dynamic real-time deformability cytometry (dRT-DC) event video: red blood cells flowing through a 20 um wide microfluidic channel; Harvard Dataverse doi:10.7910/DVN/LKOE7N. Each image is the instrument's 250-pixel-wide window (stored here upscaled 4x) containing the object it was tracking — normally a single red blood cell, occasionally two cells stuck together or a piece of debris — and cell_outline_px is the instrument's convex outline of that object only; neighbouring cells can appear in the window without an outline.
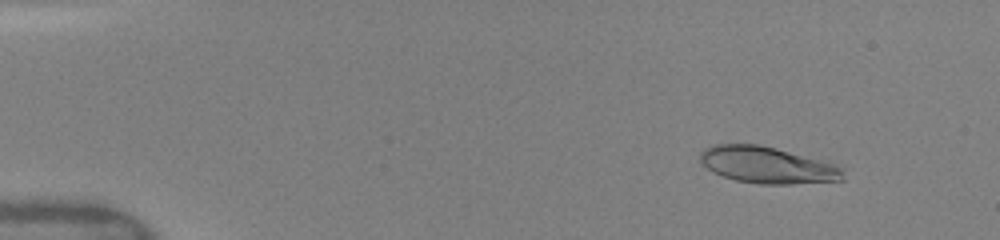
{"species": "human", "species_latin": "Homo sapiens", "temperature_condition": "warm", "stored_images_in_passage": 30, "camera_frame_rate_fps": 3000, "um_per_image_px": 0.085, "donor": {"sex": "female"}, "frame": {"image": 1, "passage_image": 3, "time_ms": 1.333, "image_size_px": [1000, 240], "cell_outline_px": [[844, 180], [792, 184], [760, 184], [736, 180], [712, 172], [700, 160], [700, 152], [704, 148], [712, 144], [760, 144], [776, 148], [832, 164], [844, 168]], "centroid_in_image_um": [65.2, 14.03], "position_along_channel_um": 19.8, "area_um2": 30.29}}
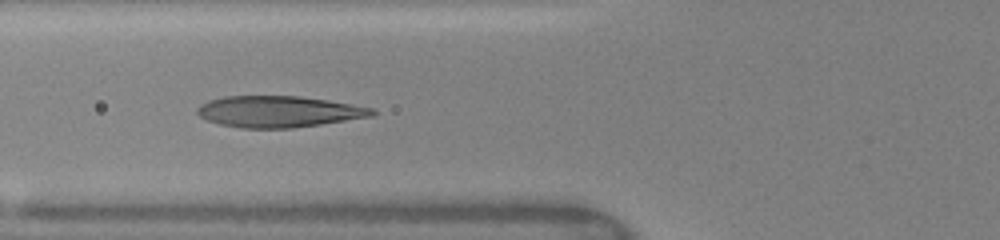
{"frame": {"image": 2, "passage_image": 9, "time_ms": 6.0, "image_size_px": [1000, 240], "cell_outline_px": [[376, 112], [372, 116], [320, 124], [292, 128], [240, 128], [220, 124], [208, 120], [200, 116], [196, 112], [196, 108], [200, 104], [208, 100], [224, 96], [300, 96], [328, 100], [372, 108]], "centroid_in_image_um": [23.64, 9.48], "position_along_channel_um": 102.2, "area_um2": 31.79}}
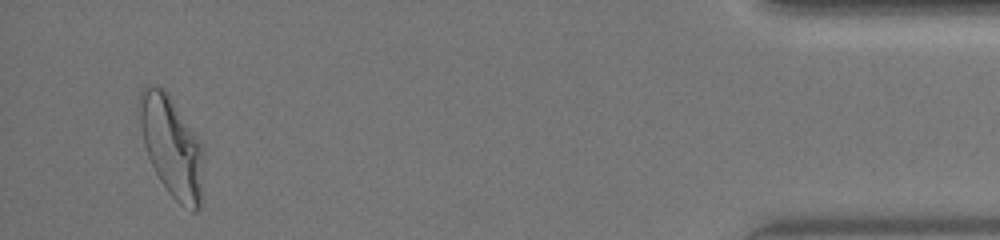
{"frame": {"image": 3, "passage_image": 28, "time_ms": 15.333, "image_size_px": [1000, 240], "cell_outline_px": [[204, 152], [200, 204], [196, 212], [192, 212], [180, 204], [168, 192], [160, 180], [148, 156], [144, 144], [140, 128], [136, 108], [140, 92], [144, 84], [152, 84], [164, 88], [168, 92], [200, 136], [204, 144]], "centroid_in_image_um": [14.59, 12.36], "position_along_channel_um": 420.6, "area_um2": 38.73}, "authors_computed_cell_mechanics": {"area_um2": 31.9923, "velocity_mm_per_s": 4.0964, "shape_relaxation_time_tau1_ms": 3.8458, "shape_relaxation_time_tau2_ms": 0.6436, "deformation_change_tau1": 0.1802, "deformation_change_tau2": 0.058}}